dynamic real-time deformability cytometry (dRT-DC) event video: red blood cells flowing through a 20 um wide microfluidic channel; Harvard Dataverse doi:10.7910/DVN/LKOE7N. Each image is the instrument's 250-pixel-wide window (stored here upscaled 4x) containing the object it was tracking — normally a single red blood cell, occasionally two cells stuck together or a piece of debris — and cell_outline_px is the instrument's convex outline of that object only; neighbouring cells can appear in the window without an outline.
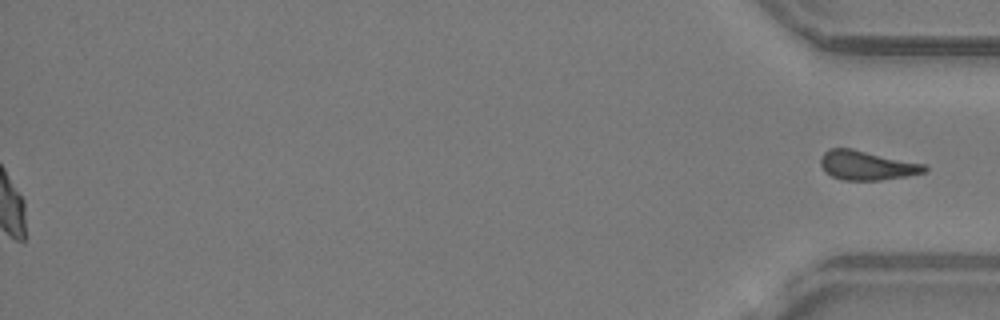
{"species": "common noctule bat (a hibernating species)", "species_latin": "Nyctalus noctula", "temperature_condition": "warm", "stored_images_in_passage": 47, "segment_of_instrument_passage": [2, 2], "camera_frame_rate_fps": 3000, "um_per_image_px": 0.085, "animal": {"sex": "male", "body_mass_g": 19.2, "forearm_length_mm": 51.8}, "frame": {"image": 1, "passage_image": 47, "time_ms": 15.333, "image_size_px": [1000, 320], "cell_outline_px": [[928, 168], [924, 172], [908, 176], [880, 180], [844, 180], [832, 176], [820, 164], [820, 160], [824, 152], [828, 148], [852, 148], [924, 164]], "centroid_in_image_um": [73.68, 14.05], "position_along_channel_um": 361.5, "area_um2": 17.57}}